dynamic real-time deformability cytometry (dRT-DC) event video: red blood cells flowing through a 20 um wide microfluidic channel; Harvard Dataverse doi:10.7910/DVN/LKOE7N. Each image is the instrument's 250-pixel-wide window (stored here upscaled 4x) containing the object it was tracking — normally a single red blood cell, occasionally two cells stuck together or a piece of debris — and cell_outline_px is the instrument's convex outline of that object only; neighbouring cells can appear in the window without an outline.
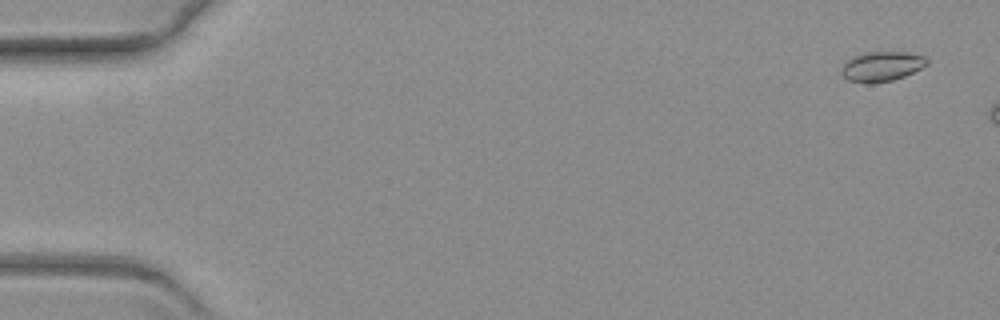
{"species": "common noctule bat (a hibernating species)", "species_latin": "Nyctalus noctula", "temperature_condition": "warm", "stored_images_in_passage": 10, "camera_frame_rate_fps": 3000, "um_per_image_px": 0.085, "animal": {"sex": "female", "body_mass_g": 19.3, "forearm_length_mm": 54.1}, "frame": {"image": 1, "passage_image": 3, "time_ms": 0.667, "image_size_px": [1000, 320], "cell_outline_px": [[928, 64], [904, 76], [892, 80], [872, 84], [868, 84], [848, 80], [840, 72], [840, 68], [844, 60], [852, 56], [864, 52], [908, 52], [924, 56], [928, 60]], "centroid_in_image_um": [74.88, 5.64], "position_along_channel_um": 10.1, "area_um2": 15.09}}